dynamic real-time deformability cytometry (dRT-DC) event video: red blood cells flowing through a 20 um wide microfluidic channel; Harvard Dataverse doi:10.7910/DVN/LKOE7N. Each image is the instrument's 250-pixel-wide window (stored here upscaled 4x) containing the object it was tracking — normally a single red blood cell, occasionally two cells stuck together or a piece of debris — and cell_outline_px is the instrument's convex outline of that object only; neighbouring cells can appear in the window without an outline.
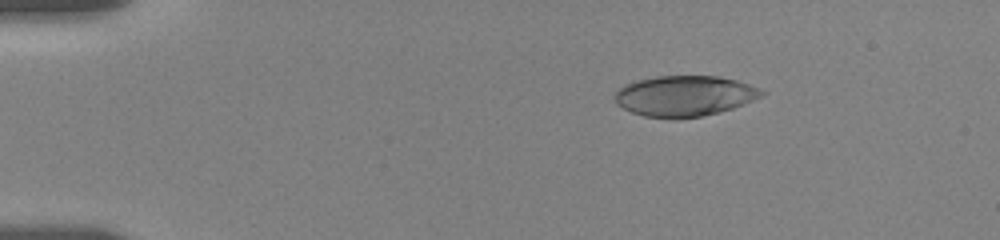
{"species": "human", "species_latin": "Homo sapiens", "temperature_condition": "room temperature", "stored_images_in_passage": 15, "camera_frame_rate_fps": 3000, "um_per_image_px": 0.085, "donor": {"sex": "female"}, "frame": {"image": 1, "passage_image": 5, "time_ms": 2.667, "image_size_px": [1000, 240], "cell_outline_px": [[768, 92], [764, 96], [732, 108], [700, 116], [676, 120], [644, 116], [632, 112], [616, 104], [612, 96], [624, 84], [636, 80], [656, 76], [720, 76], [736, 80], [760, 88]], "centroid_in_image_um": [58.17, 8.15], "position_along_channel_um": 26.8, "area_um2": 35.08}}
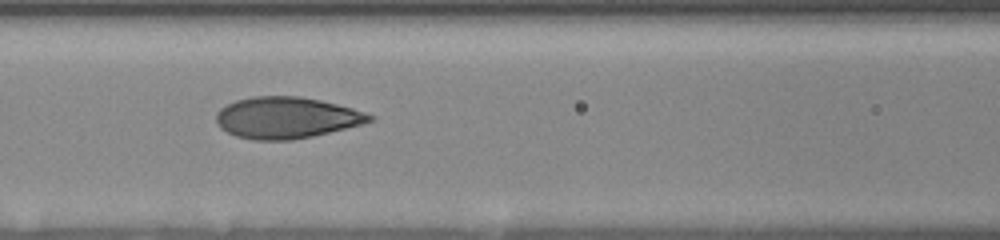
{"frame": {"image": 2, "passage_image": 14, "time_ms": 8.0, "image_size_px": [1000, 240], "cell_outline_px": [[376, 116], [372, 120], [364, 124], [312, 136], [292, 140], [252, 140], [236, 136], [220, 128], [216, 124], [216, 112], [220, 108], [236, 100], [252, 96], [300, 96], [320, 100], [352, 108]], "centroid_in_image_um": [24.33, 10.0], "position_along_channel_um": 142.3, "area_um2": 37.11}}
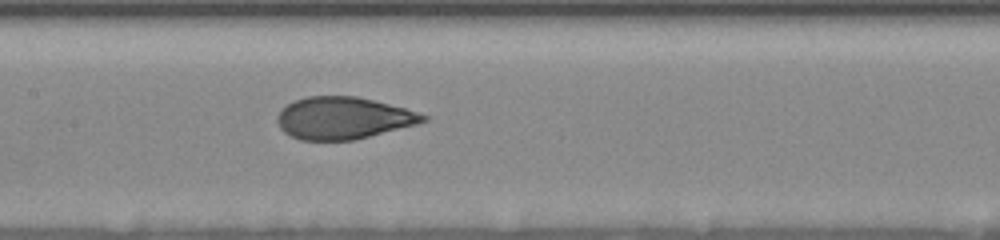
{"frame": {"image": 3, "passage_image": 15, "time_ms": 9.0, "image_size_px": [1000, 240], "cell_outline_px": [[428, 120], [416, 124], [352, 140], [300, 140], [284, 132], [280, 128], [276, 120], [276, 116], [280, 108], [292, 100], [308, 96], [356, 96], [404, 108], [428, 116]], "centroid_in_image_um": [29.09, 10.02], "position_along_channel_um": 178.3, "area_um2": 35.6}}